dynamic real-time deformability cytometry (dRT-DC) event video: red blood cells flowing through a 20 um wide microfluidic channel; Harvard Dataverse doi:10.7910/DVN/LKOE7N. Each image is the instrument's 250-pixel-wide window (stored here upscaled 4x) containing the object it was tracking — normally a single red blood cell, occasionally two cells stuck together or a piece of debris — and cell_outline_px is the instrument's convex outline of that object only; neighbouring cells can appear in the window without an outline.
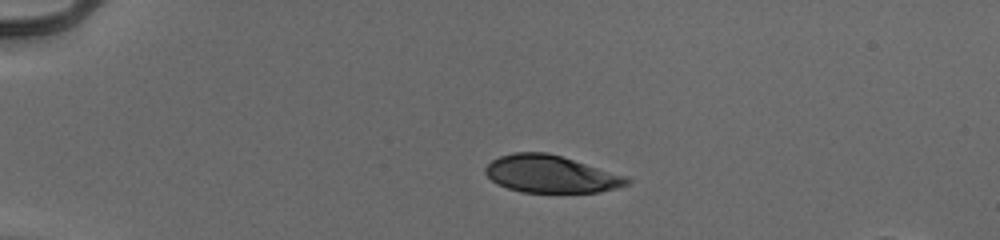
{"species": "human", "species_latin": "Homo sapiens", "temperature_condition": "cold", "stored_images_in_passage": 41, "camera_frame_rate_fps": 3000, "um_per_image_px": 0.085, "donor": {"sex": "male"}, "frame": {"image": 1, "passage_image": 1, "time_ms": 0.0, "image_size_px": [1000, 240], "cell_outline_px": [[632, 180], [628, 184], [616, 188], [600, 192], [520, 192], [496, 184], [484, 172], [484, 168], [492, 160], [500, 156], [512, 152], [548, 152], [628, 176]], "centroid_in_image_um": [46.82, 14.79], "position_along_channel_um": 38.2, "area_um2": 30.92}}
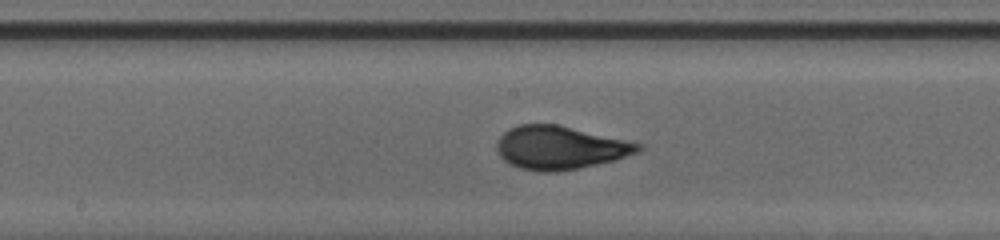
{"frame": {"image": 2, "passage_image": 18, "time_ms": 5.667, "image_size_px": [1000, 240], "cell_outline_px": [[644, 148], [640, 152], [616, 160], [580, 168], [556, 172], [544, 172], [520, 168], [508, 164], [500, 156], [496, 148], [496, 144], [500, 136], [508, 128], [520, 124], [556, 124], [644, 144]], "centroid_in_image_um": [47.61, 12.56], "position_along_channel_um": 200.6, "area_um2": 35.89}}
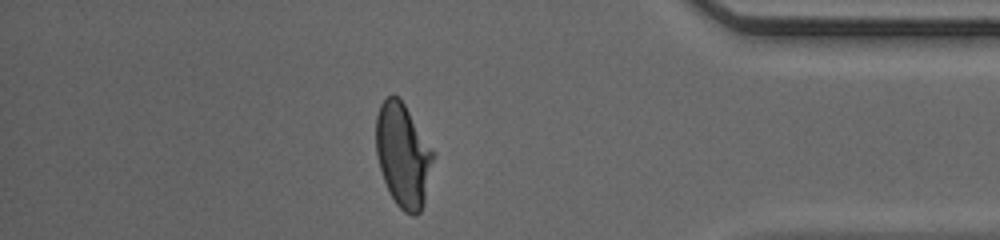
{"frame": {"image": 3, "passage_image": 35, "time_ms": 11.333, "image_size_px": [1000, 240], "cell_outline_px": [[436, 152], [424, 204], [420, 212], [416, 216], [412, 216], [404, 212], [396, 204], [384, 180], [380, 168], [376, 152], [376, 116], [380, 104], [388, 96], [400, 96]], "centroid_in_image_um": [34.29, 13.18], "position_along_channel_um": 400.9, "area_um2": 35.03}, "authors_computed_cell_mechanics": {"area_um2": 34.5066, "velocity_mm_per_s": 3.964, "shape_relaxation_time_tau1_ms": 3.3439, "shape_relaxation_time_tau2_ms": null, "deformation_change_tau1": 0.1789, "deformation_change_tau2": null}}